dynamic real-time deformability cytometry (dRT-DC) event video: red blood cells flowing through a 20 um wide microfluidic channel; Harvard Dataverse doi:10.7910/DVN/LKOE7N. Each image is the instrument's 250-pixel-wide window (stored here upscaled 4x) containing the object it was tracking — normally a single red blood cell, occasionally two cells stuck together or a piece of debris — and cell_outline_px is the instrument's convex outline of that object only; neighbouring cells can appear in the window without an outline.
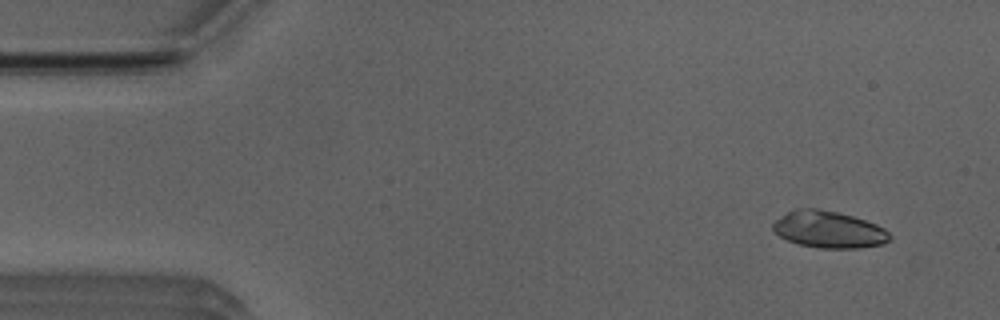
{"species": "Egyptian fruit bat (a non-hibernating species)", "species_latin": "Rousettus aegyptiacus", "temperature_condition": "room temperature", "stored_images_in_passage": 51, "camera_frame_rate_fps": 3000, "um_per_image_px": 0.085, "animal": {"sex": "male"}, "frame": {"image": 1, "passage_image": 4, "time_ms": 1.0, "image_size_px": [1000, 320], "cell_outline_px": [[892, 236], [884, 244], [860, 248], [816, 248], [800, 244], [788, 240], [780, 236], [772, 228], [772, 224], [776, 220], [788, 212], [804, 208], [816, 208], [836, 212], [852, 216], [876, 224], [884, 228]], "centroid_in_image_um": [70.47, 19.52], "position_along_channel_um": 14.5, "area_um2": 24.8}}
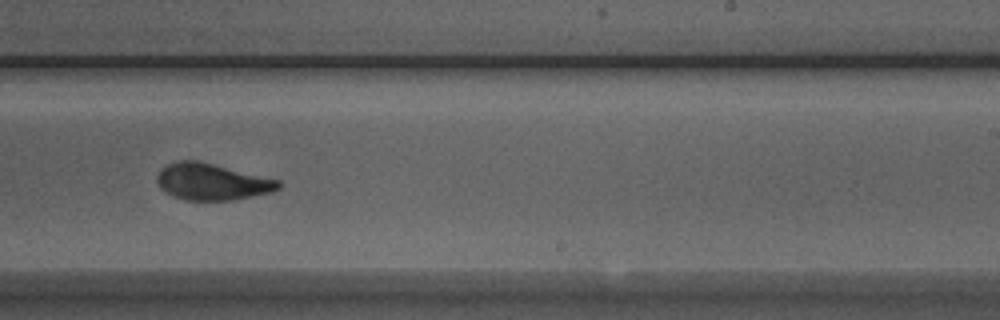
{"frame": {"image": 2, "passage_image": 31, "time_ms": 10.0, "image_size_px": [1000, 320], "cell_outline_px": [[280, 188], [272, 192], [236, 200], [184, 200], [172, 196], [160, 188], [156, 180], [156, 176], [160, 168], [176, 160], [200, 160], [280, 180]], "centroid_in_image_um": [18.0, 15.44], "position_along_channel_um": 271.0, "area_um2": 26.3}}
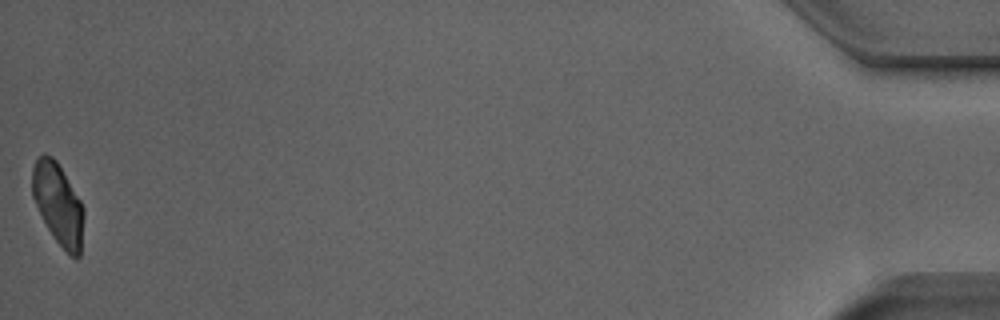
{"frame": {"image": 3, "passage_image": 51, "time_ms": 16.667, "image_size_px": [1000, 320], "cell_outline_px": [[84, 216], [80, 256], [76, 260], [56, 240], [48, 228], [32, 196], [32, 168], [36, 160], [44, 152], [52, 156], [56, 160], [80, 200], [84, 208]], "centroid_in_image_um": [4.95, 17.32], "position_along_channel_um": 430.3, "area_um2": 24.1}, "authors_computed_cell_mechanics": {"area_um2": 25.9522, "velocity_mm_per_s": 3.9613, "shape_relaxation_time_tau1_ms": 6.5648, "shape_relaxation_time_tau2_ms": null, "deformation_change_tau1": 0.1787, "deformation_change_tau2": null}}